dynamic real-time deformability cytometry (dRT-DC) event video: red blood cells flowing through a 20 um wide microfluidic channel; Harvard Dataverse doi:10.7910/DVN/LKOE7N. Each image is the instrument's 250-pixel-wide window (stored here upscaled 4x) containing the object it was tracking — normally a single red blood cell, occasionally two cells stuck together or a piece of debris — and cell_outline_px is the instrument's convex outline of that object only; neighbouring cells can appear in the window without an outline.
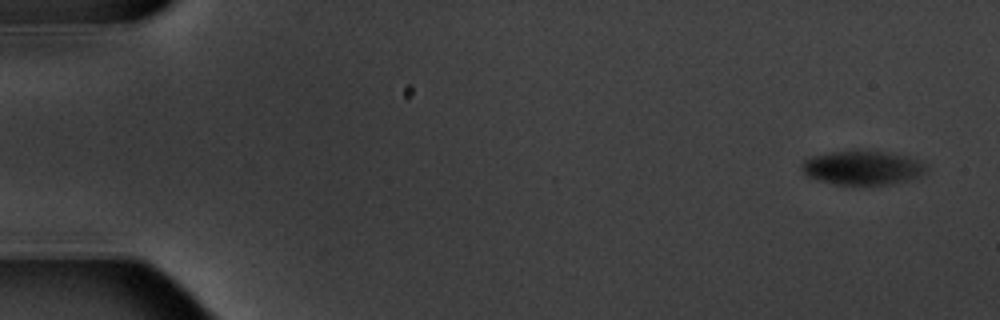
{"species": "common noctule bat (a hibernating species)", "species_latin": "Nyctalus noctula", "temperature_condition": "warm", "stored_images_in_passage": 6, "camera_frame_rate_fps": 3000, "um_per_image_px": 0.085, "animal": {"sex": "male", "body_mass_g": 20.1, "forearm_length_mm": 53.5}, "frame": {"image": 1, "passage_image": 1, "time_ms": 0.0, "image_size_px": [1000, 320], "cell_outline_px": [[928, 168], [924, 176], [892, 184], [836, 184], [820, 180], [808, 176], [800, 168], [800, 164], [804, 160], [812, 156], [832, 152], [880, 152], [900, 156], [916, 160], [928, 164]], "centroid_in_image_um": [73.34, 14.29], "position_along_channel_um": 11.7, "area_um2": 24.1}}